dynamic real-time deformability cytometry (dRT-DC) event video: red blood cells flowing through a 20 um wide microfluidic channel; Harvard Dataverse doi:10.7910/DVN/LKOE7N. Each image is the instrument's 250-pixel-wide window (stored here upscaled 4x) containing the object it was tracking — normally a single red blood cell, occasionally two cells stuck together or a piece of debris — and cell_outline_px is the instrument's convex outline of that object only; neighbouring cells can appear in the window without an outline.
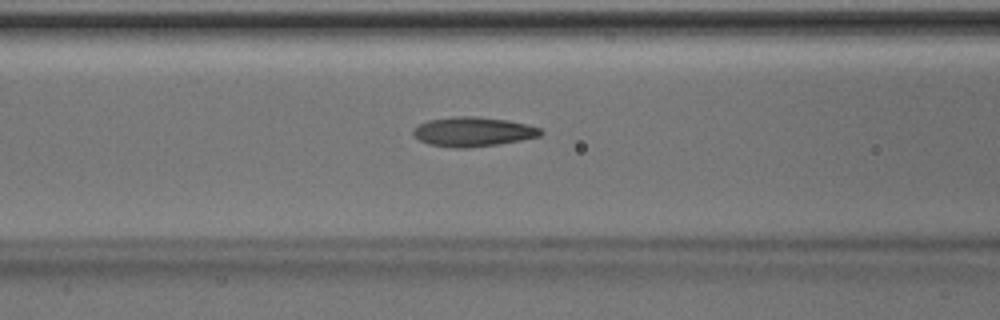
{"species": "Egyptian fruit bat (a non-hibernating species)", "species_latin": "Rousettus aegyptiacus", "temperature_condition": "room temperature", "stored_images_in_passage": 39, "segment_of_instrument_passage": [1, 2], "camera_frame_rate_fps": 3000, "um_per_image_px": 0.085, "animal": {"sex": "male"}, "frame": {"image": 1, "passage_image": 9, "time_ms": 2.667, "image_size_px": [1000, 320], "cell_outline_px": [[544, 132], [540, 136], [520, 140], [496, 144], [464, 148], [452, 148], [428, 144], [420, 140], [412, 132], [420, 124], [428, 120], [452, 116], [476, 116], [508, 120], [540, 128]], "centroid_in_image_um": [40.2, 11.19], "position_along_channel_um": 126.4, "area_um2": 21.68}}
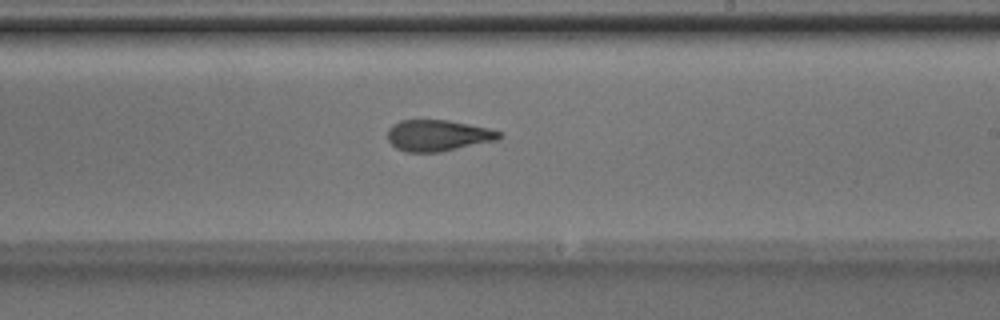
{"frame": {"image": 2, "passage_image": 18, "time_ms": 5.667, "image_size_px": [1000, 320], "cell_outline_px": [[504, 136], [500, 140], [440, 152], [404, 152], [396, 148], [388, 140], [388, 128], [392, 124], [400, 120], [448, 120], [488, 128], [504, 132]], "centroid_in_image_um": [37.27, 11.52], "position_along_channel_um": 251.7, "area_um2": 20.63}}
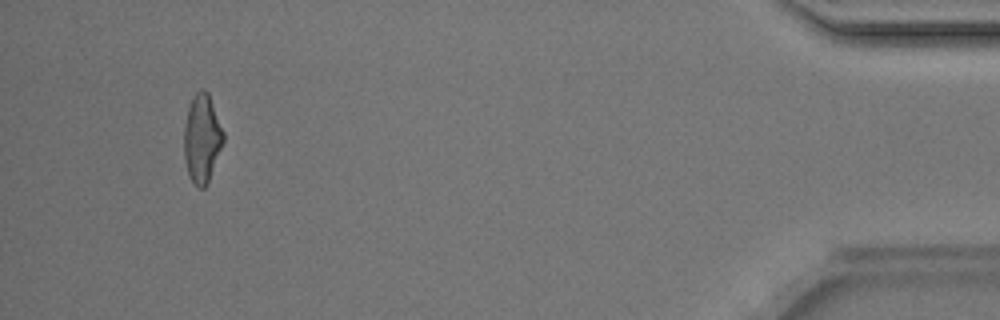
{"frame": {"image": 3, "passage_image": 35, "time_ms": 11.333, "image_size_px": [1000, 320], "cell_outline_px": [[224, 140], [208, 184], [204, 188], [200, 188], [188, 176], [184, 160], [184, 124], [188, 108], [196, 92], [200, 88], [204, 88], [208, 92], [224, 132]], "centroid_in_image_um": [17.17, 11.77], "position_along_channel_um": 418.0, "area_um2": 20.35}}